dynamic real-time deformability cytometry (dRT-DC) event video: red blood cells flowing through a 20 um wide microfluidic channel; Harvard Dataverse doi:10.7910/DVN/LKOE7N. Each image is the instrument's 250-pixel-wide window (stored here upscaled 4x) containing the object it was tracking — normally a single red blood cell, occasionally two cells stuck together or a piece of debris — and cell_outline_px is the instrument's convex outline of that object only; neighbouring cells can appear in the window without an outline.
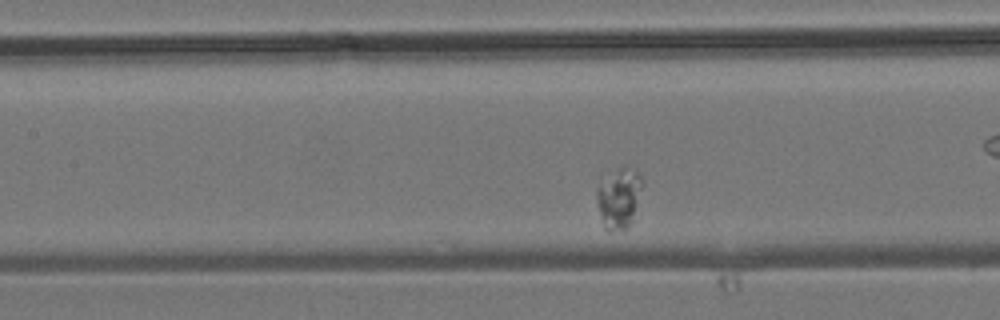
{"species": "common noctule bat (a hibernating species)", "species_latin": "Nyctalus noctula", "temperature_condition": "room temperature", "stored_images_in_passage": 31, "camera_frame_rate_fps": 3000, "um_per_image_px": 0.085, "animal": {"sex": "male", "body_mass_g": 19.2, "forearm_length_mm": 51.8}, "frame": {"image": 1, "passage_image": 5, "time_ms": 1.333, "image_size_px": [1000, 320], "cell_outline_px": [[644, 184], [632, 220], [628, 228], [608, 232], [604, 228], [596, 196], [596, 188], [624, 164], [628, 164], [644, 180]], "centroid_in_image_um": [52.65, 16.84], "position_along_channel_um": 154.7, "area_um2": 15.9}}